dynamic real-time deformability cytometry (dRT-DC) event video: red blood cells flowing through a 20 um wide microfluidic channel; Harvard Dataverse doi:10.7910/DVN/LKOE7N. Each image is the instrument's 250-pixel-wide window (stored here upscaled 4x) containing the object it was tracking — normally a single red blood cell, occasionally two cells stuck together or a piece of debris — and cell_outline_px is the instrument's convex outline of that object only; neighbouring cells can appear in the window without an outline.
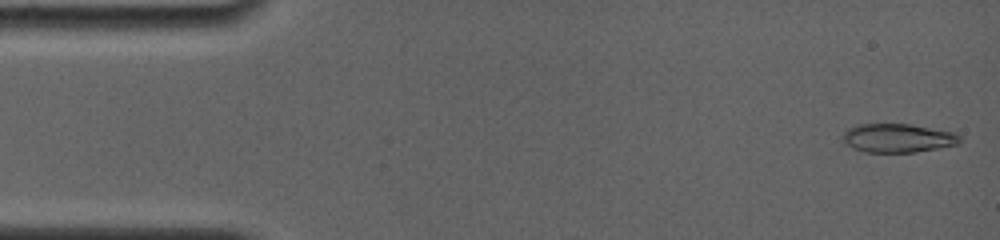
{"species": "common noctule bat (a hibernating species)", "species_latin": "Nyctalus noctula", "temperature_condition": "room temperature", "stored_images_in_passage": 7, "camera_frame_rate_fps": 4000, "um_per_image_px": 0.085, "animal": {"sex": "female", "body_mass_g": 19.0, "forearm_length_mm": 56.7}, "frame": {"image": 1, "passage_image": 1, "time_ms": 0.0, "image_size_px": [1000, 240], "cell_outline_px": [[960, 140], [956, 144], [916, 152], [864, 152], [852, 148], [844, 144], [844, 132], [848, 128], [860, 124], [908, 124], [952, 132], [960, 136]], "centroid_in_image_um": [76.26, 11.74], "position_along_channel_um": 8.7, "area_um2": 19.31}}
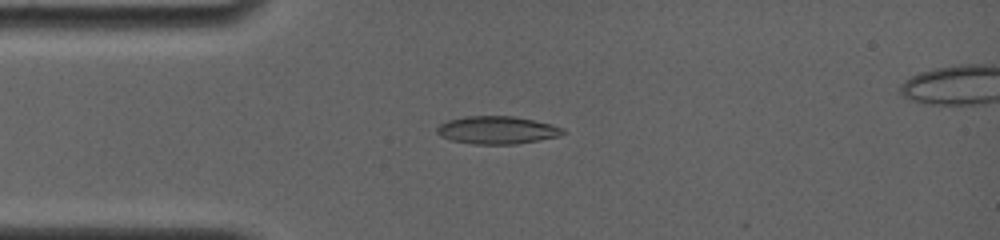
{"frame": {"image": 2, "passage_image": 5, "time_ms": 3.5, "image_size_px": [1000, 240], "cell_outline_px": [[568, 132], [560, 136], [540, 140], [516, 144], [472, 144], [452, 140], [440, 136], [436, 132], [436, 128], [440, 124], [448, 120], [464, 116], [512, 116], [552, 124], [564, 128]], "centroid_in_image_um": [42.27, 11.06], "position_along_channel_um": 42.7, "area_um2": 20.52}}
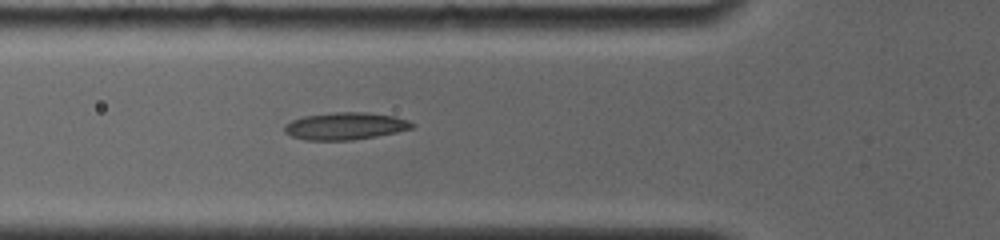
{"frame": {"image": 3, "passage_image": 7, "time_ms": 5.25, "image_size_px": [1000, 240], "cell_outline_px": [[416, 124], [412, 128], [396, 132], [376, 136], [352, 140], [304, 140], [292, 136], [284, 132], [284, 124], [292, 120], [304, 116], [336, 112], [368, 112], [396, 116], [408, 120]], "centroid_in_image_um": [29.35, 10.71], "position_along_channel_um": 96.4, "area_um2": 20.35}}